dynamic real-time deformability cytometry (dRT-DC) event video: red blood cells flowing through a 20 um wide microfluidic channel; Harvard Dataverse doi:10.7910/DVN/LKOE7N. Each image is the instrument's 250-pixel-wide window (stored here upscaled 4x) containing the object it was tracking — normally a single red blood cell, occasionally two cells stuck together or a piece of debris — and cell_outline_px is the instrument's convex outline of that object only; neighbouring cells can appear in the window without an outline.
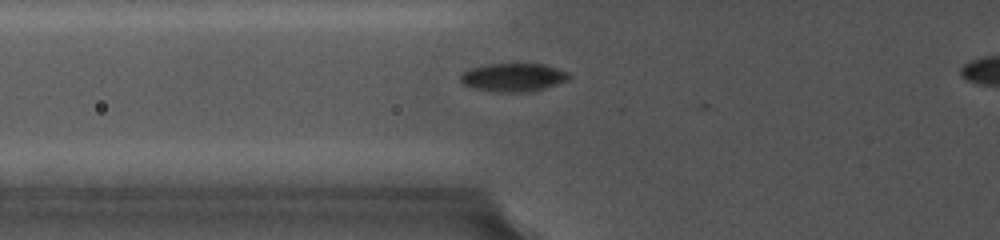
{"species": "common noctule bat (a hibernating species)", "species_latin": "Nyctalus noctula", "temperature_condition": "cold", "stored_images_in_passage": 15, "camera_frame_rate_fps": 5000, "um_per_image_px": 0.085, "animal": {"sex": "female", "body_mass_g": 19.0, "forearm_length_mm": 56.7}, "frame": {"image": 1, "passage_image": 5, "time_ms": 1.0, "image_size_px": [1000, 240], "cell_outline_px": [[572, 76], [568, 80], [544, 88], [524, 92], [496, 92], [472, 88], [464, 84], [460, 80], [460, 76], [468, 68], [488, 64], [544, 64], [568, 72]], "centroid_in_image_um": [43.62, 6.57], "position_along_channel_um": 82.2, "area_um2": 17.86}}